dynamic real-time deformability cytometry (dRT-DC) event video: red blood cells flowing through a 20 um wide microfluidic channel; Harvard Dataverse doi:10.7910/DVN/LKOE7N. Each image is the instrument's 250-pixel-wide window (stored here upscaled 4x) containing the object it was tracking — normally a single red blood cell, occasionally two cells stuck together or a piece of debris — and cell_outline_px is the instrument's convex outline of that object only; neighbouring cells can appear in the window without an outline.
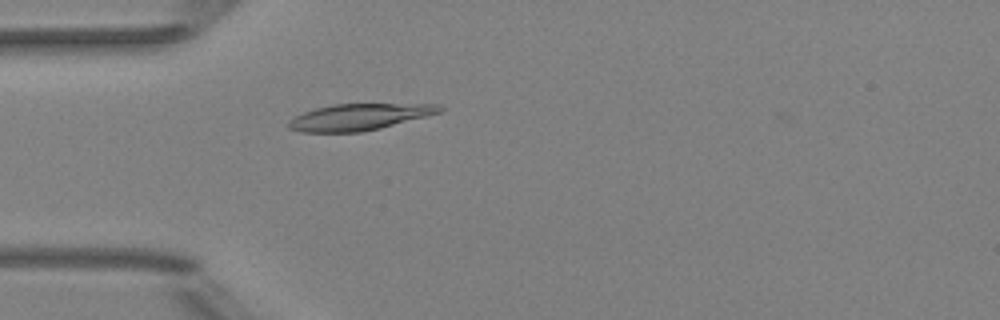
{"species": "Egyptian fruit bat (a non-hibernating species)", "species_latin": "Rousettus aegyptiacus", "temperature_condition": "room temperature", "stored_images_in_passage": 46, "camera_frame_rate_fps": 3000, "um_per_image_px": 0.085, "animal": {"sex": "female"}, "frame": {"image": 1, "passage_image": 10, "time_ms": 3.0, "image_size_px": [1000, 320], "cell_outline_px": [[444, 112], [380, 128], [360, 132], [300, 132], [288, 128], [288, 120], [304, 112], [316, 108], [332, 104], [436, 104], [444, 108]], "centroid_in_image_um": [30.55, 9.94], "position_along_channel_um": 54.5, "area_um2": 23.29}}
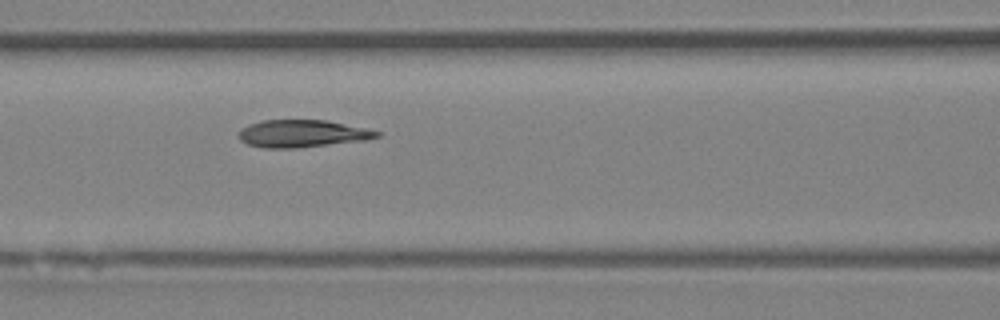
{"frame": {"image": 2, "passage_image": 17, "time_ms": 5.333, "image_size_px": [1000, 320], "cell_outline_px": [[380, 136], [364, 140], [296, 148], [264, 148], [248, 144], [240, 140], [236, 136], [248, 124], [260, 120], [328, 120], [364, 128], [380, 132]], "centroid_in_image_um": [25.65, 11.35], "position_along_channel_um": 141.0, "area_um2": 21.91}}
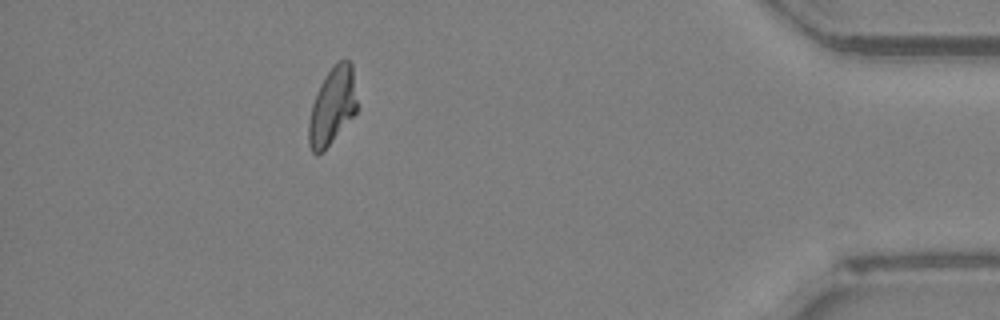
{"frame": {"image": 3, "passage_image": 41, "time_ms": 13.333, "image_size_px": [1000, 320], "cell_outline_px": [[356, 112], [324, 152], [316, 156], [312, 152], [308, 144], [308, 120], [312, 104], [316, 92], [324, 76], [332, 64], [340, 60], [348, 60], [352, 64], [356, 100]], "centroid_in_image_um": [28.2, 9.05], "position_along_channel_um": 407.0, "area_um2": 21.96}, "authors_computed_cell_mechanics": {"area_um2": 22.2241, "velocity_mm_per_s": 3.9827, "shape_relaxation_time_tau1_ms": 6.1232, "shape_relaxation_time_tau2_ms": 2.6581, "deformation_change_tau1": 0.2028, "deformation_change_tau2": 0.0765}}